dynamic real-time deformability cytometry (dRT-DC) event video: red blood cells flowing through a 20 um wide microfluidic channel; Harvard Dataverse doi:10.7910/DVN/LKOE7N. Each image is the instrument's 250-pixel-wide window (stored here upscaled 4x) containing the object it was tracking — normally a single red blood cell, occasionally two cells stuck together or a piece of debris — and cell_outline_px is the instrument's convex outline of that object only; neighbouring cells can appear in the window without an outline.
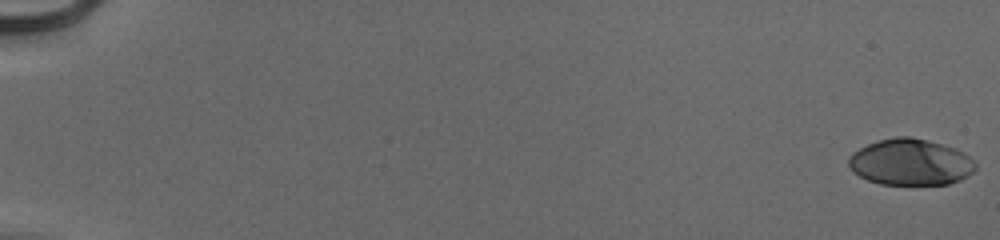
{"species": "human", "species_latin": "Homo sapiens", "temperature_condition": "cold", "stored_images_in_passage": 55, "camera_frame_rate_fps": 3000, "um_per_image_px": 0.085, "donor": {"sex": "male"}, "frame": {"image": 1, "passage_image": 1, "time_ms": 0.0, "image_size_px": [1000, 240], "cell_outline_px": [[976, 168], [968, 176], [960, 180], [948, 184], [880, 184], [868, 180], [852, 172], [848, 164], [848, 160], [852, 152], [868, 144], [880, 140], [896, 136], [912, 136], [928, 140], [956, 148], [964, 152], [976, 164]], "centroid_in_image_um": [77.39, 13.78], "position_along_channel_um": 7.6, "area_um2": 34.33}}
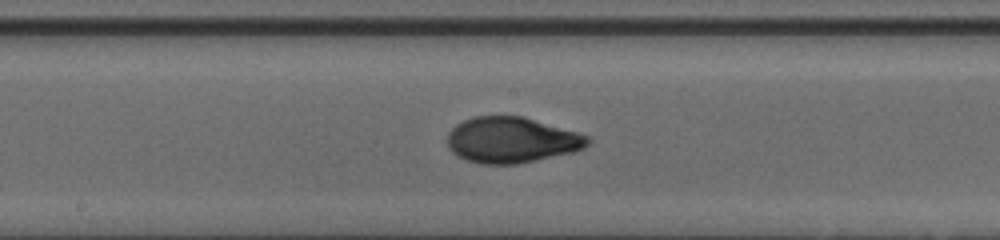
{"frame": {"image": 2, "passage_image": 32, "time_ms": 10.333, "image_size_px": [1000, 240], "cell_outline_px": [[592, 140], [584, 148], [572, 152], [536, 160], [516, 164], [480, 164], [464, 160], [456, 156], [448, 148], [448, 132], [456, 124], [472, 116], [524, 116], [576, 132], [588, 136]], "centroid_in_image_um": [43.45, 11.9], "position_along_channel_um": 204.8, "area_um2": 37.57}}
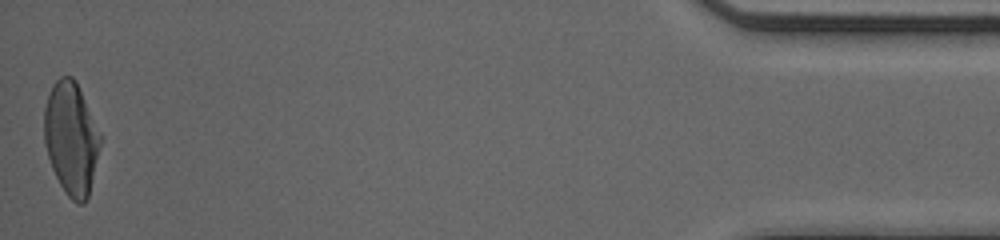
{"frame": {"image": 3, "passage_image": 55, "time_ms": 18.0, "image_size_px": [1000, 240], "cell_outline_px": [[100, 144], [88, 196], [84, 204], [76, 204], [68, 196], [60, 184], [52, 168], [44, 144], [44, 108], [52, 84], [60, 76], [72, 76], [76, 80], [100, 132]], "centroid_in_image_um": [6.03, 11.73], "position_along_channel_um": 429.2, "area_um2": 36.65}, "authors_computed_cell_mechanics": {"area_um2": 36.3562, "velocity_mm_per_s": 3.9621, "shape_relaxation_time_tau1_ms": 4.7343, "shape_relaxation_time_tau2_ms": 1.0328, "deformation_change_tau1": 0.2041, "deformation_change_tau2": 0.0482}}